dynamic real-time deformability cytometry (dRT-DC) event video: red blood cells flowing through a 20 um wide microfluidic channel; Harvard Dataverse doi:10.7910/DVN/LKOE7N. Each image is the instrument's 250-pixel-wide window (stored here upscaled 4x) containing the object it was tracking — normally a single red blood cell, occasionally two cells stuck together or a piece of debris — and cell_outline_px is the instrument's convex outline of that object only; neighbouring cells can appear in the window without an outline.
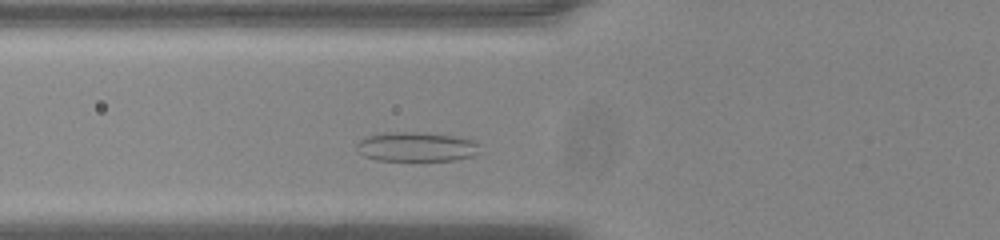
{"species": "common noctule bat (a hibernating species)", "species_latin": "Nyctalus noctula", "temperature_condition": "room temperature", "stored_images_in_passage": 31, "camera_frame_rate_fps": 3000, "um_per_image_px": 0.085, "animal": {"sex": "male", "body_mass_g": 20.0, "forearm_length_mm": 53.3}, "frame": {"image": 1, "passage_image": 4, "time_ms": 1.0, "image_size_px": [1000, 240], "cell_outline_px": [[480, 152], [472, 156], [456, 160], [376, 160], [364, 156], [356, 148], [356, 144], [360, 140], [368, 136], [384, 132], [424, 132], [456, 136], [476, 140], [480, 144]], "centroid_in_image_um": [35.44, 12.46], "position_along_channel_um": 90.4, "area_um2": 21.39}}
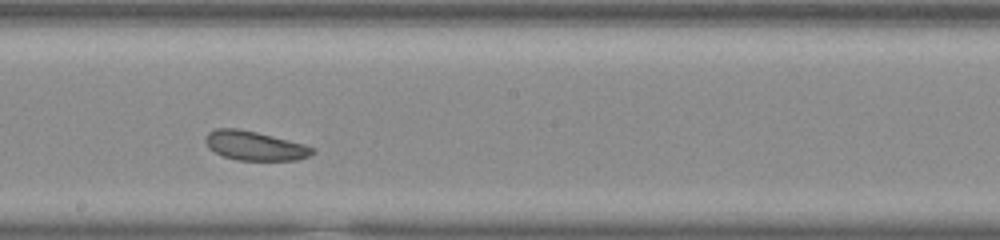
{"frame": {"image": 2, "passage_image": 15, "time_ms": 4.667, "image_size_px": [1000, 240], "cell_outline_px": [[316, 152], [308, 156], [296, 160], [236, 160], [224, 156], [208, 148], [204, 140], [204, 136], [208, 132], [216, 128], [236, 128], [256, 132], [304, 144], [316, 148]], "centroid_in_image_um": [21.64, 12.39], "position_along_channel_um": 226.6, "area_um2": 18.21}}
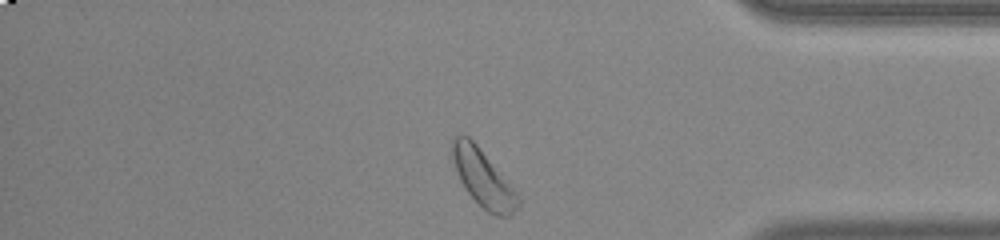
{"frame": {"image": 3, "passage_image": 30, "time_ms": 9.667, "image_size_px": [1000, 240], "cell_outline_px": [[520, 204], [508, 216], [496, 216], [488, 212], [468, 192], [460, 180], [452, 156], [452, 140], [460, 132], [468, 136], [476, 144], [512, 188], [520, 200]], "centroid_in_image_um": [41.03, 15.13], "position_along_channel_um": 394.2, "area_um2": 20.87}, "authors_computed_cell_mechanics": {"area_um2": 18.6694, "velocity_mm_per_s": 3.7142, "shape_relaxation_time_tau1_ms": 4.6201, "shape_relaxation_time_tau2_ms": null, "deformation_change_tau1": 0.0557, "deformation_change_tau2": null}}